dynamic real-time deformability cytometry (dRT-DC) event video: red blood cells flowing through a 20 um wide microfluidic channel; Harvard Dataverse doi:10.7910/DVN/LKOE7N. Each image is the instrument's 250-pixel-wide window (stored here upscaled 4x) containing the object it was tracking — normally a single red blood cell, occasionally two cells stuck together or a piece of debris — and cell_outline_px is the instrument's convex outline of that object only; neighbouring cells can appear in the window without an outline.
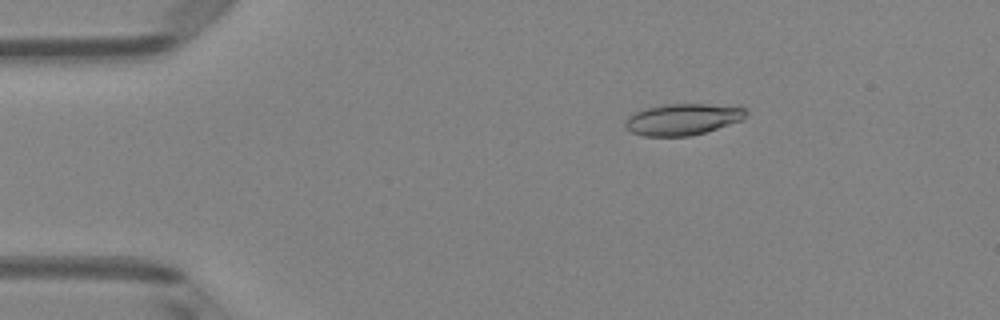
{"species": "Egyptian fruit bat (a non-hibernating species)", "species_latin": "Rousettus aegyptiacus", "temperature_condition": "room temperature", "stored_images_in_passage": 51, "camera_frame_rate_fps": 3000, "um_per_image_px": 0.085, "animal": {"sex": "female"}, "frame": {"image": 1, "passage_image": 9, "time_ms": 2.667, "image_size_px": [1000, 320], "cell_outline_px": [[748, 112], [744, 120], [692, 136], [644, 136], [632, 132], [624, 128], [624, 120], [628, 116], [644, 108], [664, 104], [708, 104], [748, 108]], "centroid_in_image_um": [58.03, 10.14], "position_along_channel_um": 27.0, "area_um2": 22.37}}
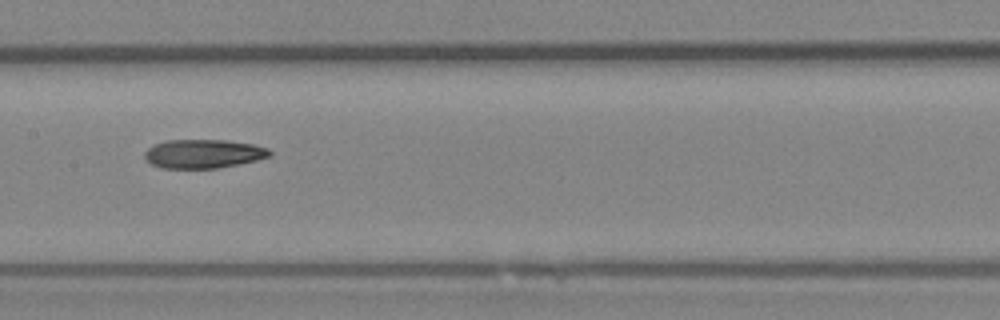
{"frame": {"image": 2, "passage_image": 26, "time_ms": 8.333, "image_size_px": [1000, 320], "cell_outline_px": [[272, 156], [240, 164], [216, 168], [160, 168], [144, 160], [144, 152], [148, 148], [156, 144], [168, 140], [228, 140], [252, 144], [268, 148], [272, 152]], "centroid_in_image_um": [17.29, 13.07], "position_along_channel_um": 190.1, "area_um2": 21.1}}
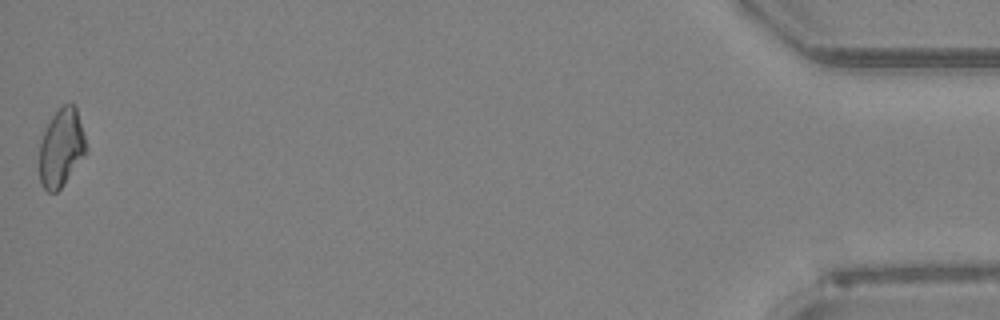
{"frame": {"image": 3, "passage_image": 51, "time_ms": 16.667, "image_size_px": [1000, 320], "cell_outline_px": [[88, 152], [60, 188], [56, 192], [48, 192], [40, 184], [40, 144], [44, 132], [52, 116], [64, 104], [72, 104], [76, 108], [88, 148]], "centroid_in_image_um": [5.23, 12.58], "position_along_channel_um": 430.0, "area_um2": 20.98}, "authors_computed_cell_mechanics": {"area_um2": 21.5594, "velocity_mm_per_s": 4.0284, "shape_relaxation_time_tau1_ms": null, "shape_relaxation_time_tau2_ms": 5.6482, "deformation_change_tau1": null, "deformation_change_tau2": 0.1428}}